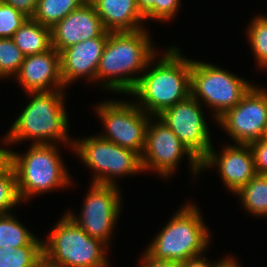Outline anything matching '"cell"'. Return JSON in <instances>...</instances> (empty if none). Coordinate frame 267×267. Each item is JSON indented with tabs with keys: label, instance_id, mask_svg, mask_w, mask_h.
<instances>
[{
	"label": "cell",
	"instance_id": "19",
	"mask_svg": "<svg viewBox=\"0 0 267 267\" xmlns=\"http://www.w3.org/2000/svg\"><path fill=\"white\" fill-rule=\"evenodd\" d=\"M25 56L44 53L52 48L51 28L28 18L12 37Z\"/></svg>",
	"mask_w": 267,
	"mask_h": 267
},
{
	"label": "cell",
	"instance_id": "36",
	"mask_svg": "<svg viewBox=\"0 0 267 267\" xmlns=\"http://www.w3.org/2000/svg\"><path fill=\"white\" fill-rule=\"evenodd\" d=\"M33 267H46L44 257Z\"/></svg>",
	"mask_w": 267,
	"mask_h": 267
},
{
	"label": "cell",
	"instance_id": "20",
	"mask_svg": "<svg viewBox=\"0 0 267 267\" xmlns=\"http://www.w3.org/2000/svg\"><path fill=\"white\" fill-rule=\"evenodd\" d=\"M22 246H43V240L32 234L12 212L0 215V247L16 249Z\"/></svg>",
	"mask_w": 267,
	"mask_h": 267
},
{
	"label": "cell",
	"instance_id": "33",
	"mask_svg": "<svg viewBox=\"0 0 267 267\" xmlns=\"http://www.w3.org/2000/svg\"><path fill=\"white\" fill-rule=\"evenodd\" d=\"M12 165V151L0 146V174Z\"/></svg>",
	"mask_w": 267,
	"mask_h": 267
},
{
	"label": "cell",
	"instance_id": "23",
	"mask_svg": "<svg viewBox=\"0 0 267 267\" xmlns=\"http://www.w3.org/2000/svg\"><path fill=\"white\" fill-rule=\"evenodd\" d=\"M246 35L254 53L256 66L267 69V15H257L251 19Z\"/></svg>",
	"mask_w": 267,
	"mask_h": 267
},
{
	"label": "cell",
	"instance_id": "13",
	"mask_svg": "<svg viewBox=\"0 0 267 267\" xmlns=\"http://www.w3.org/2000/svg\"><path fill=\"white\" fill-rule=\"evenodd\" d=\"M201 104L190 95L157 116L200 162L212 147L210 130Z\"/></svg>",
	"mask_w": 267,
	"mask_h": 267
},
{
	"label": "cell",
	"instance_id": "17",
	"mask_svg": "<svg viewBox=\"0 0 267 267\" xmlns=\"http://www.w3.org/2000/svg\"><path fill=\"white\" fill-rule=\"evenodd\" d=\"M15 79L26 93L65 89L60 53L52 47L44 53L25 56Z\"/></svg>",
	"mask_w": 267,
	"mask_h": 267
},
{
	"label": "cell",
	"instance_id": "5",
	"mask_svg": "<svg viewBox=\"0 0 267 267\" xmlns=\"http://www.w3.org/2000/svg\"><path fill=\"white\" fill-rule=\"evenodd\" d=\"M30 145L23 154L12 150V167L21 202L72 185L73 181L62 161L58 144Z\"/></svg>",
	"mask_w": 267,
	"mask_h": 267
},
{
	"label": "cell",
	"instance_id": "37",
	"mask_svg": "<svg viewBox=\"0 0 267 267\" xmlns=\"http://www.w3.org/2000/svg\"><path fill=\"white\" fill-rule=\"evenodd\" d=\"M264 138L267 140V129H266V133H265Z\"/></svg>",
	"mask_w": 267,
	"mask_h": 267
},
{
	"label": "cell",
	"instance_id": "2",
	"mask_svg": "<svg viewBox=\"0 0 267 267\" xmlns=\"http://www.w3.org/2000/svg\"><path fill=\"white\" fill-rule=\"evenodd\" d=\"M164 52L158 62L154 61L159 56L157 54L149 61L139 82L129 94L137 97L134 102L152 117L191 95V59L183 57L180 48L176 46Z\"/></svg>",
	"mask_w": 267,
	"mask_h": 267
},
{
	"label": "cell",
	"instance_id": "21",
	"mask_svg": "<svg viewBox=\"0 0 267 267\" xmlns=\"http://www.w3.org/2000/svg\"><path fill=\"white\" fill-rule=\"evenodd\" d=\"M234 195L240 197L242 207L250 215L267 217V175L257 173Z\"/></svg>",
	"mask_w": 267,
	"mask_h": 267
},
{
	"label": "cell",
	"instance_id": "27",
	"mask_svg": "<svg viewBox=\"0 0 267 267\" xmlns=\"http://www.w3.org/2000/svg\"><path fill=\"white\" fill-rule=\"evenodd\" d=\"M27 19L23 13L0 0V38H12Z\"/></svg>",
	"mask_w": 267,
	"mask_h": 267
},
{
	"label": "cell",
	"instance_id": "29",
	"mask_svg": "<svg viewBox=\"0 0 267 267\" xmlns=\"http://www.w3.org/2000/svg\"><path fill=\"white\" fill-rule=\"evenodd\" d=\"M249 146L253 153L256 172L267 175V140L261 138L249 143Z\"/></svg>",
	"mask_w": 267,
	"mask_h": 267
},
{
	"label": "cell",
	"instance_id": "22",
	"mask_svg": "<svg viewBox=\"0 0 267 267\" xmlns=\"http://www.w3.org/2000/svg\"><path fill=\"white\" fill-rule=\"evenodd\" d=\"M88 0H38L33 19L41 25L53 28L70 12L82 6Z\"/></svg>",
	"mask_w": 267,
	"mask_h": 267
},
{
	"label": "cell",
	"instance_id": "32",
	"mask_svg": "<svg viewBox=\"0 0 267 267\" xmlns=\"http://www.w3.org/2000/svg\"><path fill=\"white\" fill-rule=\"evenodd\" d=\"M180 267H212V263L204 255H201L181 262Z\"/></svg>",
	"mask_w": 267,
	"mask_h": 267
},
{
	"label": "cell",
	"instance_id": "35",
	"mask_svg": "<svg viewBox=\"0 0 267 267\" xmlns=\"http://www.w3.org/2000/svg\"><path fill=\"white\" fill-rule=\"evenodd\" d=\"M155 0H136V4L142 15L144 16L153 6Z\"/></svg>",
	"mask_w": 267,
	"mask_h": 267
},
{
	"label": "cell",
	"instance_id": "34",
	"mask_svg": "<svg viewBox=\"0 0 267 267\" xmlns=\"http://www.w3.org/2000/svg\"><path fill=\"white\" fill-rule=\"evenodd\" d=\"M237 259L233 258V256L224 257L220 261L212 262V267H240L239 262L236 261Z\"/></svg>",
	"mask_w": 267,
	"mask_h": 267
},
{
	"label": "cell",
	"instance_id": "14",
	"mask_svg": "<svg viewBox=\"0 0 267 267\" xmlns=\"http://www.w3.org/2000/svg\"><path fill=\"white\" fill-rule=\"evenodd\" d=\"M221 151L215 152L212 146L201 161V170L218 169L224 186L236 193L257 174L252 150L249 144H229Z\"/></svg>",
	"mask_w": 267,
	"mask_h": 267
},
{
	"label": "cell",
	"instance_id": "7",
	"mask_svg": "<svg viewBox=\"0 0 267 267\" xmlns=\"http://www.w3.org/2000/svg\"><path fill=\"white\" fill-rule=\"evenodd\" d=\"M253 85L221 67L191 60V96L209 106L216 120L235 107Z\"/></svg>",
	"mask_w": 267,
	"mask_h": 267
},
{
	"label": "cell",
	"instance_id": "15",
	"mask_svg": "<svg viewBox=\"0 0 267 267\" xmlns=\"http://www.w3.org/2000/svg\"><path fill=\"white\" fill-rule=\"evenodd\" d=\"M106 31L94 4L88 0L51 29L52 47L61 53L76 43L102 36Z\"/></svg>",
	"mask_w": 267,
	"mask_h": 267
},
{
	"label": "cell",
	"instance_id": "11",
	"mask_svg": "<svg viewBox=\"0 0 267 267\" xmlns=\"http://www.w3.org/2000/svg\"><path fill=\"white\" fill-rule=\"evenodd\" d=\"M90 186L80 215L76 216L72 211L66 214L89 236L108 246L122 211L121 193L114 185L91 183Z\"/></svg>",
	"mask_w": 267,
	"mask_h": 267
},
{
	"label": "cell",
	"instance_id": "31",
	"mask_svg": "<svg viewBox=\"0 0 267 267\" xmlns=\"http://www.w3.org/2000/svg\"><path fill=\"white\" fill-rule=\"evenodd\" d=\"M140 267H180L179 262L169 260H157L150 257L145 251L139 263Z\"/></svg>",
	"mask_w": 267,
	"mask_h": 267
},
{
	"label": "cell",
	"instance_id": "10",
	"mask_svg": "<svg viewBox=\"0 0 267 267\" xmlns=\"http://www.w3.org/2000/svg\"><path fill=\"white\" fill-rule=\"evenodd\" d=\"M153 121V122H152ZM188 156L193 178L201 172V162L180 141L178 136L157 116H151L146 130L145 146L141 155L143 171H155L169 178L178 168L183 156Z\"/></svg>",
	"mask_w": 267,
	"mask_h": 267
},
{
	"label": "cell",
	"instance_id": "9",
	"mask_svg": "<svg viewBox=\"0 0 267 267\" xmlns=\"http://www.w3.org/2000/svg\"><path fill=\"white\" fill-rule=\"evenodd\" d=\"M94 110L105 128L103 134H98L101 138L142 155L151 118L149 114L133 100H106Z\"/></svg>",
	"mask_w": 267,
	"mask_h": 267
},
{
	"label": "cell",
	"instance_id": "6",
	"mask_svg": "<svg viewBox=\"0 0 267 267\" xmlns=\"http://www.w3.org/2000/svg\"><path fill=\"white\" fill-rule=\"evenodd\" d=\"M109 246L64 214L43 240L46 267H108Z\"/></svg>",
	"mask_w": 267,
	"mask_h": 267
},
{
	"label": "cell",
	"instance_id": "26",
	"mask_svg": "<svg viewBox=\"0 0 267 267\" xmlns=\"http://www.w3.org/2000/svg\"><path fill=\"white\" fill-rule=\"evenodd\" d=\"M19 203H22L18 192L16 174L12 165L0 174V215L9 214Z\"/></svg>",
	"mask_w": 267,
	"mask_h": 267
},
{
	"label": "cell",
	"instance_id": "24",
	"mask_svg": "<svg viewBox=\"0 0 267 267\" xmlns=\"http://www.w3.org/2000/svg\"><path fill=\"white\" fill-rule=\"evenodd\" d=\"M43 257V246L0 247V267H33Z\"/></svg>",
	"mask_w": 267,
	"mask_h": 267
},
{
	"label": "cell",
	"instance_id": "30",
	"mask_svg": "<svg viewBox=\"0 0 267 267\" xmlns=\"http://www.w3.org/2000/svg\"><path fill=\"white\" fill-rule=\"evenodd\" d=\"M2 1H4L8 5H11L13 8L20 11L28 18L33 17L38 5V0H2Z\"/></svg>",
	"mask_w": 267,
	"mask_h": 267
},
{
	"label": "cell",
	"instance_id": "18",
	"mask_svg": "<svg viewBox=\"0 0 267 267\" xmlns=\"http://www.w3.org/2000/svg\"><path fill=\"white\" fill-rule=\"evenodd\" d=\"M104 28L110 32L136 31L143 27L145 18L136 0H90Z\"/></svg>",
	"mask_w": 267,
	"mask_h": 267
},
{
	"label": "cell",
	"instance_id": "25",
	"mask_svg": "<svg viewBox=\"0 0 267 267\" xmlns=\"http://www.w3.org/2000/svg\"><path fill=\"white\" fill-rule=\"evenodd\" d=\"M24 58L25 55L15 45L12 38H0V79L14 77Z\"/></svg>",
	"mask_w": 267,
	"mask_h": 267
},
{
	"label": "cell",
	"instance_id": "12",
	"mask_svg": "<svg viewBox=\"0 0 267 267\" xmlns=\"http://www.w3.org/2000/svg\"><path fill=\"white\" fill-rule=\"evenodd\" d=\"M216 123L235 144H249L264 138L267 129V91L253 85L232 109Z\"/></svg>",
	"mask_w": 267,
	"mask_h": 267
},
{
	"label": "cell",
	"instance_id": "16",
	"mask_svg": "<svg viewBox=\"0 0 267 267\" xmlns=\"http://www.w3.org/2000/svg\"><path fill=\"white\" fill-rule=\"evenodd\" d=\"M110 31L102 36L76 43L60 53L61 78L64 87L85 78L96 83V72Z\"/></svg>",
	"mask_w": 267,
	"mask_h": 267
},
{
	"label": "cell",
	"instance_id": "28",
	"mask_svg": "<svg viewBox=\"0 0 267 267\" xmlns=\"http://www.w3.org/2000/svg\"><path fill=\"white\" fill-rule=\"evenodd\" d=\"M181 0H155L154 6L144 15L146 20L172 21L178 13Z\"/></svg>",
	"mask_w": 267,
	"mask_h": 267
},
{
	"label": "cell",
	"instance_id": "4",
	"mask_svg": "<svg viewBox=\"0 0 267 267\" xmlns=\"http://www.w3.org/2000/svg\"><path fill=\"white\" fill-rule=\"evenodd\" d=\"M197 206L190 202L181 206L145 252L157 260L179 263L203 255L211 238Z\"/></svg>",
	"mask_w": 267,
	"mask_h": 267
},
{
	"label": "cell",
	"instance_id": "3",
	"mask_svg": "<svg viewBox=\"0 0 267 267\" xmlns=\"http://www.w3.org/2000/svg\"><path fill=\"white\" fill-rule=\"evenodd\" d=\"M64 89L27 92L30 101L10 126L3 139L8 146L29 139L33 144H67L73 148L68 137V115L65 110Z\"/></svg>",
	"mask_w": 267,
	"mask_h": 267
},
{
	"label": "cell",
	"instance_id": "1",
	"mask_svg": "<svg viewBox=\"0 0 267 267\" xmlns=\"http://www.w3.org/2000/svg\"><path fill=\"white\" fill-rule=\"evenodd\" d=\"M147 31L109 33L96 72L95 81L101 88L117 94L132 92L149 61L158 54Z\"/></svg>",
	"mask_w": 267,
	"mask_h": 267
},
{
	"label": "cell",
	"instance_id": "8",
	"mask_svg": "<svg viewBox=\"0 0 267 267\" xmlns=\"http://www.w3.org/2000/svg\"><path fill=\"white\" fill-rule=\"evenodd\" d=\"M93 136L73 140L72 148L83 164L94 172L91 183L117 186V177L144 172L138 153L105 140L98 134Z\"/></svg>",
	"mask_w": 267,
	"mask_h": 267
}]
</instances>
